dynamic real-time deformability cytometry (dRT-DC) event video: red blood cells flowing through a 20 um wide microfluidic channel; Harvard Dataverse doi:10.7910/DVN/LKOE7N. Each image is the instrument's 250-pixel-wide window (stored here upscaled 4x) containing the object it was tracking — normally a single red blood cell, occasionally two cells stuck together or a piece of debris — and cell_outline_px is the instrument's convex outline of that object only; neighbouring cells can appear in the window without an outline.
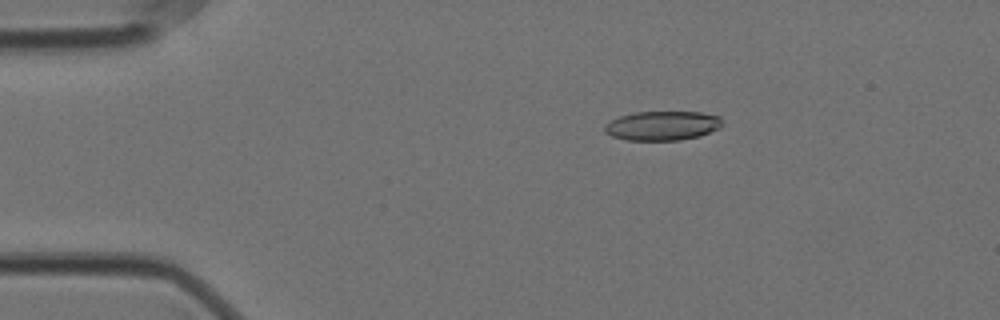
{"species": "Egyptian fruit bat (a non-hibernating species)", "species_latin": "Rousettus aegyptiacus", "temperature_condition": "cold", "stored_images_in_passage": 57, "camera_frame_rate_fps": 3000, "um_per_image_px": 0.085, "animal": {"sex": "female"}, "frame": {"image": 1, "passage_image": 10, "time_ms": 3.0, "image_size_px": [1000, 320], "cell_outline_px": [[724, 124], [720, 128], [700, 136], [680, 140], [628, 140], [612, 136], [604, 132], [604, 124], [620, 116], [632, 112], [700, 112], [720, 116]], "centroid_in_image_um": [56.32, 10.68], "position_along_channel_um": 28.7, "area_um2": 20.23}}
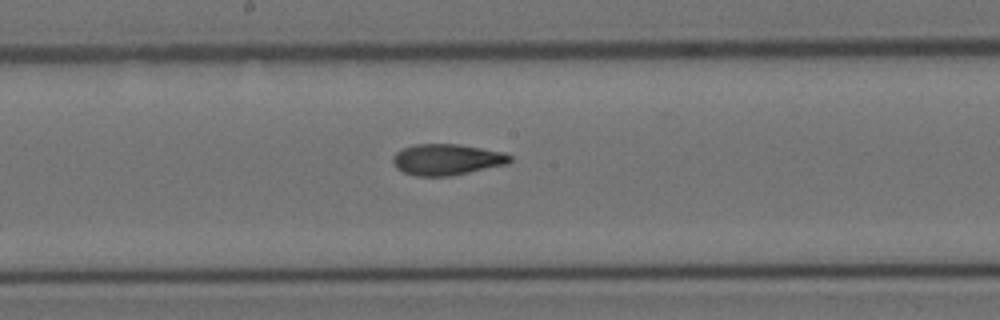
{"frame": {"image": 2, "passage_image": 30, "time_ms": 9.667, "image_size_px": [1000, 320], "cell_outline_px": [[512, 160], [508, 164], [448, 176], [416, 176], [404, 172], [396, 168], [392, 160], [392, 156], [400, 148], [416, 144], [460, 144], [504, 152], [512, 156]], "centroid_in_image_um": [37.97, 13.55], "position_along_channel_um": 210.2, "area_um2": 21.33}}
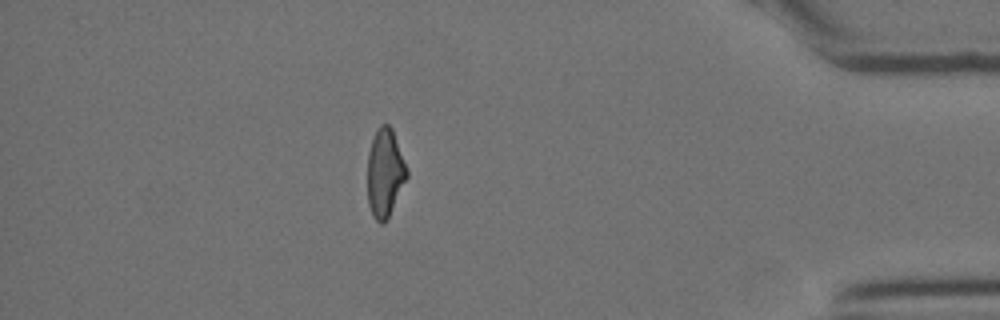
{"frame": {"image": 3, "passage_image": 50, "time_ms": 16.333, "image_size_px": [1000, 320], "cell_outline_px": [[408, 176], [388, 220], [384, 224], [380, 224], [372, 216], [368, 204], [368, 152], [376, 128], [380, 124], [388, 124], [392, 128], [408, 168]], "centroid_in_image_um": [32.73, 14.72], "position_along_channel_um": 402.5, "area_um2": 20.63}, "authors_computed_cell_mechanics": {"area_um2": 20.9814, "velocity_mm_per_s": 3.5416, "shape_relaxation_time_tau1_ms": 5.8331, "shape_relaxation_time_tau2_ms": 2.519, "deformation_change_tau1": 0.195, "deformation_change_tau2": 0.105}}